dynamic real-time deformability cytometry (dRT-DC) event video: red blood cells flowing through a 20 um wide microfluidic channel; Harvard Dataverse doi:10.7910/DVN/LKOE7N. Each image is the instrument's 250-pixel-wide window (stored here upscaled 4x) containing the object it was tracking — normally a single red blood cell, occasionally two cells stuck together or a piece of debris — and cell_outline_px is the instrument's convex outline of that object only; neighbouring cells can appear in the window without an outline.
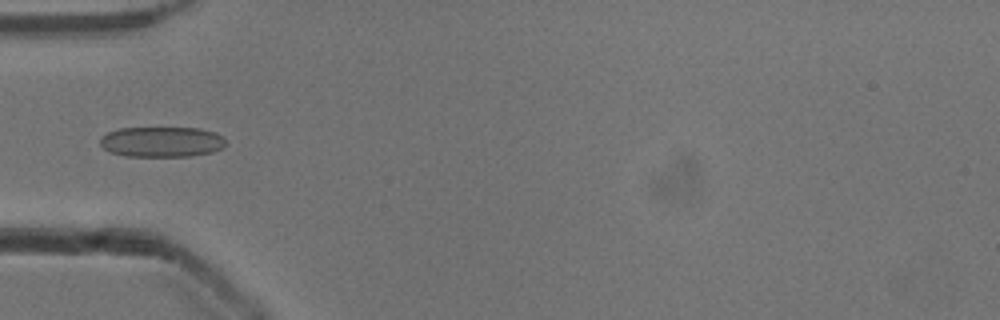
{"species": "common noctule bat (a hibernating species)", "species_latin": "Nyctalus noctula", "temperature_condition": "cold", "stored_images_in_passage": 2, "camera_frame_rate_fps": 3000, "um_per_image_px": 0.085, "animal": {"sex": "male", "body_mass_g": 13.3}, "frame": {"image": 1, "passage_image": 2, "time_ms": 0.333, "image_size_px": [1000, 320], "cell_outline_px": [[224, 148], [212, 152], [188, 156], [124, 156], [112, 152], [104, 148], [100, 144], [100, 136], [108, 132], [120, 128], [200, 128], [216, 132], [224, 136]], "centroid_in_image_um": [13.76, 12.05], "position_along_channel_um": 71.2, "area_um2": 22.31}}